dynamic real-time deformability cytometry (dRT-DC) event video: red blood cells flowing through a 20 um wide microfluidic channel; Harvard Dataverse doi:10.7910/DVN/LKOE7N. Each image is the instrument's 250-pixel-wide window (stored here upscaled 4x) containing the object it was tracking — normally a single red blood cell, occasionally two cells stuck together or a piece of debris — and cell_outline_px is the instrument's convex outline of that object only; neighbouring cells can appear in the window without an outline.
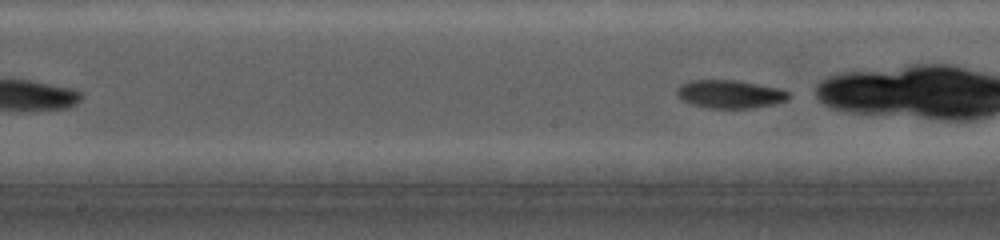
{"species": "common noctule bat (a hibernating species)", "species_latin": "Nyctalus noctula", "temperature_condition": "cold", "stored_images_in_passage": 7, "camera_frame_rate_fps": 5000, "um_per_image_px": 0.085, "animal": {"sex": "female", "body_mass_g": 19.0, "forearm_length_mm": 56.7}, "frame": {"image": 1, "passage_image": 7, "time_ms": 5.2, "image_size_px": [1000, 240], "cell_outline_px": [[788, 96], [784, 100], [772, 104], [752, 108], [708, 108], [692, 104], [684, 100], [680, 96], [680, 88], [684, 84], [692, 80], [736, 80], [776, 88], [788, 92]], "centroid_in_image_um": [62.06, 8.0], "position_along_channel_um": 186.1, "area_um2": 17.57}}